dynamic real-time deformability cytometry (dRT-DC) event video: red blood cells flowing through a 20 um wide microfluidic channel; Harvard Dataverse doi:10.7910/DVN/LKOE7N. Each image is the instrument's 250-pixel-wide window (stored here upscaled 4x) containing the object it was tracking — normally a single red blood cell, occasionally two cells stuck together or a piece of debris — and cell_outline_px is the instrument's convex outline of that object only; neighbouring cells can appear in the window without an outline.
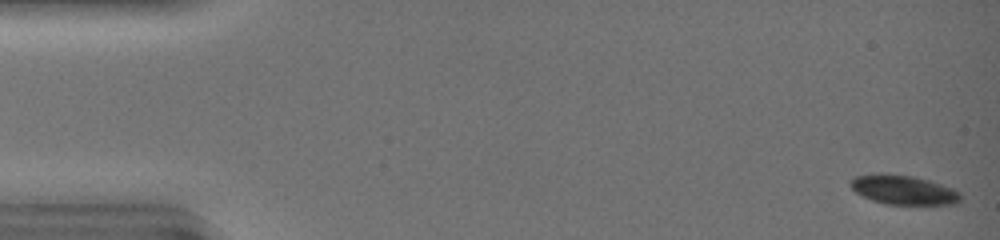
{"species": "common noctule bat (a hibernating species)", "species_latin": "Nyctalus noctula", "temperature_condition": "warm", "stored_images_in_passage": 46, "camera_frame_rate_fps": 3000, "um_per_image_px": 0.085, "animal": {"sex": "female", "body_mass_g": 19.0, "forearm_length_mm": 51.5}, "frame": {"image": 1, "passage_image": 1, "time_ms": 0.0, "image_size_px": [1000, 240], "cell_outline_px": [[960, 200], [956, 204], [888, 204], [872, 200], [856, 192], [848, 184], [856, 176], [912, 176], [928, 180], [952, 188], [960, 192]], "centroid_in_image_um": [76.85, 16.18], "position_along_channel_um": 8.1, "area_um2": 17.86}}
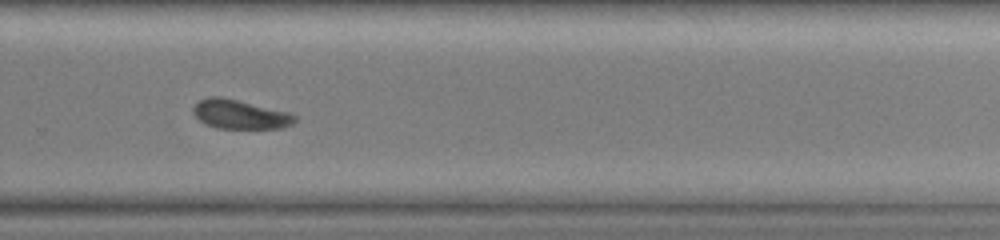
{"frame": {"image": 2, "passage_image": 33, "time_ms": 10.667, "image_size_px": [1000, 240], "cell_outline_px": [[296, 120], [292, 124], [284, 128], [216, 128], [204, 124], [192, 112], [192, 108], [200, 100], [208, 96], [220, 96], [288, 112], [296, 116]], "centroid_in_image_um": [20.38, 9.72], "position_along_channel_um": 309.4, "area_um2": 17.17}}
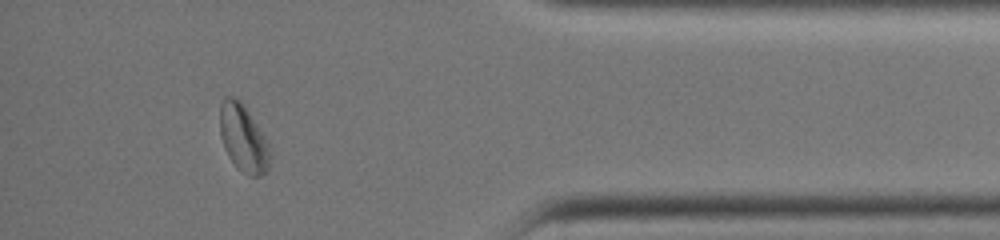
{"frame": {"image": 3, "passage_image": 42, "time_ms": 13.667, "image_size_px": [1000, 240], "cell_outline_px": [[268, 172], [260, 176], [248, 176], [236, 168], [228, 156], [224, 148], [220, 136], [220, 104], [224, 96], [232, 96], [240, 100], [244, 104], [264, 136], [268, 144]], "centroid_in_image_um": [20.64, 11.75], "position_along_channel_um": 414.6, "area_um2": 19.65}, "authors_computed_cell_mechanics": {"area_um2": 19.5075, "velocity_mm_per_s": 4.1942, "shape_relaxation_time_tau1_ms": 1.8068, "shape_relaxation_time_tau2_ms": null, "deformation_change_tau1": 0.0626, "deformation_change_tau2": null}}